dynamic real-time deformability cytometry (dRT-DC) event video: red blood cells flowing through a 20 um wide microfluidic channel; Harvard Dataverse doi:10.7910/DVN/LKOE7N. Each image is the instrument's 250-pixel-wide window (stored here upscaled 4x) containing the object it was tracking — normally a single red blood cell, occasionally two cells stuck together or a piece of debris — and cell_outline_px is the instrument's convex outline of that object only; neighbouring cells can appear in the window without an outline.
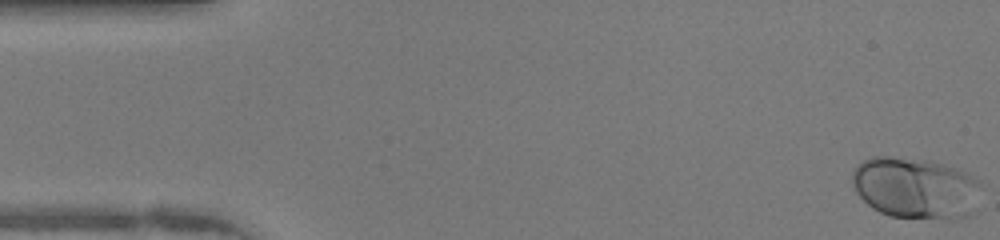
{"species": "human", "species_latin": "Homo sapiens", "temperature_condition": "warm", "stored_images_in_passage": 48, "camera_frame_rate_fps": 3000, "um_per_image_px": 0.085, "donor": {"sex": "female"}, "frame": {"image": 1, "passage_image": 1, "time_ms": 0.0, "image_size_px": [1000, 240], "cell_outline_px": [[980, 184], [972, 212], [968, 216], [956, 220], [948, 220], [892, 216], [880, 212], [872, 208], [856, 192], [852, 184], [852, 172], [864, 160], [872, 156], [888, 156], [932, 160], [956, 168], [980, 180]], "centroid_in_image_um": [77.82, 15.98], "position_along_channel_um": 7.2, "area_um2": 46.3}}
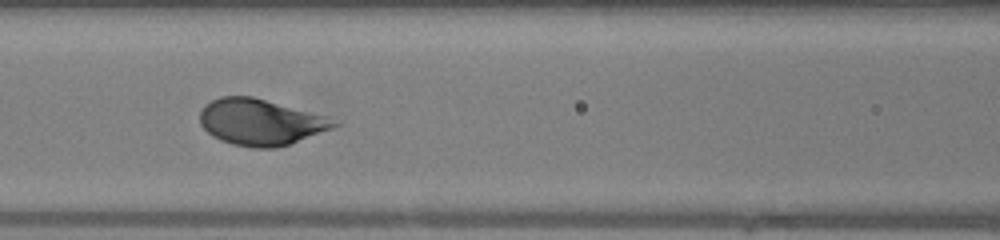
{"frame": {"image": 2, "passage_image": 20, "time_ms": 6.333, "image_size_px": [1000, 240], "cell_outline_px": [[340, 124], [332, 128], [288, 144], [276, 148], [252, 148], [232, 144], [220, 140], [212, 136], [200, 124], [200, 112], [204, 104], [220, 96], [252, 96], [328, 116]], "centroid_in_image_um": [22.11, 10.37], "position_along_channel_um": 144.5, "area_um2": 36.01}}
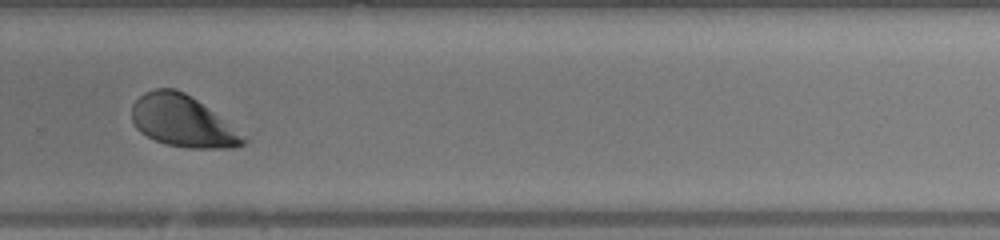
{"frame": {"image": 3, "passage_image": 32, "time_ms": 10.333, "image_size_px": [1000, 240], "cell_outline_px": [[248, 140], [244, 144], [232, 148], [188, 148], [168, 144], [156, 140], [140, 132], [136, 128], [132, 120], [132, 104], [144, 92], [156, 88], [176, 88], [184, 92], [196, 100], [212, 112]], "centroid_in_image_um": [15.45, 10.3], "position_along_channel_um": 314.3, "area_um2": 32.71}, "authors_computed_cell_mechanics": {"area_um2": 36.8764, "velocity_mm_per_s": 4.2628, "shape_relaxation_time_tau1_ms": 1.8324, "shape_relaxation_time_tau2_ms": null, "deformation_change_tau1": 0.153, "deformation_change_tau2": null}}